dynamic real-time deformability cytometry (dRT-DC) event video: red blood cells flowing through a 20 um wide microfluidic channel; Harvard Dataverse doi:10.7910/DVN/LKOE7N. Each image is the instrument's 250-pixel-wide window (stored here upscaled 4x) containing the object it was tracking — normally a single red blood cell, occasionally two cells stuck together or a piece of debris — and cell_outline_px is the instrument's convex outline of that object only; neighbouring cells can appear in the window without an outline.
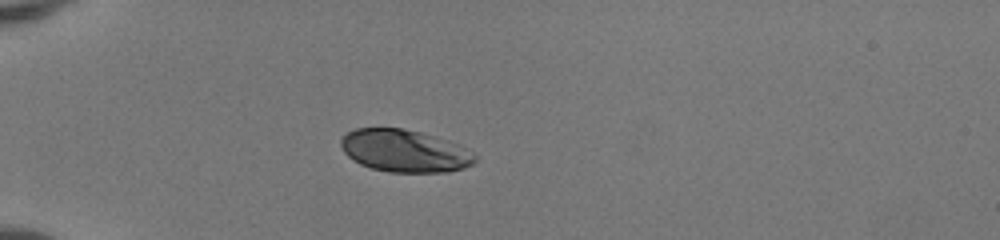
{"species": "human", "species_latin": "Homo sapiens", "temperature_condition": "room temperature", "stored_images_in_passage": 36, "camera_frame_rate_fps": 3000, "um_per_image_px": 0.085, "donor": {"sex": "female"}, "frame": {"image": 1, "passage_image": 1, "time_ms": 0.0, "image_size_px": [1000, 240], "cell_outline_px": [[476, 160], [472, 164], [464, 168], [448, 172], [388, 172], [372, 168], [360, 164], [352, 160], [344, 152], [340, 144], [340, 140], [348, 132], [356, 128], [404, 128], [420, 132], [460, 144], [476, 152]], "centroid_in_image_um": [34.43, 12.83], "position_along_channel_um": 50.6, "area_um2": 33.41}}
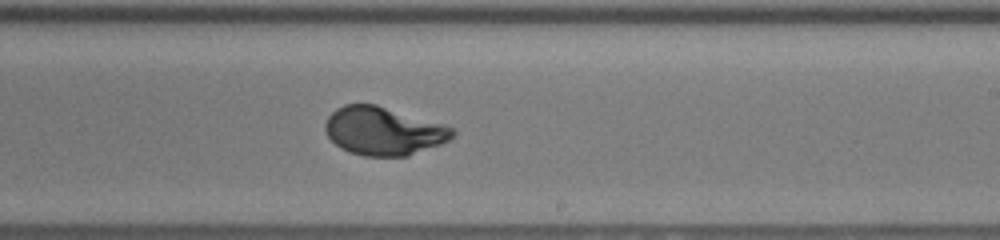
{"frame": {"image": 2, "passage_image": 18, "time_ms": 5.667, "image_size_px": [1000, 240], "cell_outline_px": [[456, 132], [448, 140], [440, 144], [408, 156], [364, 156], [348, 152], [340, 148], [328, 136], [324, 128], [324, 124], [328, 116], [336, 108], [344, 104], [376, 104], [444, 124], [456, 128]], "centroid_in_image_um": [32.59, 11.13], "position_along_channel_um": 256.4, "area_um2": 35.89}}
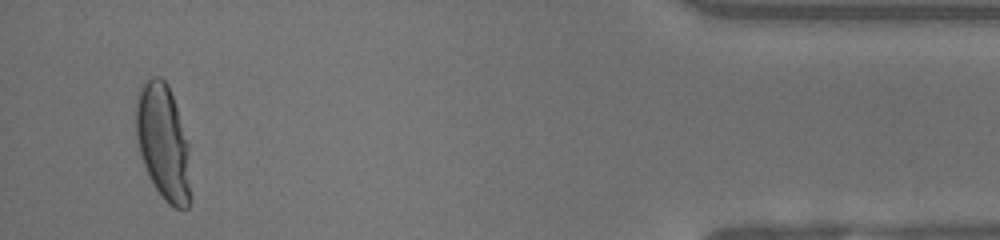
{"frame": {"image": 3, "passage_image": 34, "time_ms": 11.0, "image_size_px": [1000, 240], "cell_outline_px": [[192, 200], [188, 208], [176, 208], [168, 204], [164, 200], [156, 188], [144, 164], [140, 152], [136, 136], [136, 100], [140, 84], [148, 76], [160, 76], [168, 84], [188, 144], [192, 196]], "centroid_in_image_um": [13.88, 12.09], "position_along_channel_um": 421.3, "area_um2": 36.99}, "authors_computed_cell_mechanics": {"area_um2": 35.7204, "velocity_mm_per_s": 4.1595, "shape_relaxation_time_tau1_ms": 3.0583, "shape_relaxation_time_tau2_ms": null, "deformation_change_tau1": 0.179, "deformation_change_tau2": null}}